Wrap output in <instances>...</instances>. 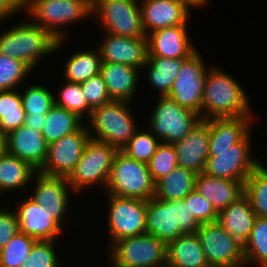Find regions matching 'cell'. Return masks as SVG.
<instances>
[{"instance_id": "cell-1", "label": "cell", "mask_w": 267, "mask_h": 267, "mask_svg": "<svg viewBox=\"0 0 267 267\" xmlns=\"http://www.w3.org/2000/svg\"><path fill=\"white\" fill-rule=\"evenodd\" d=\"M254 116L210 118L209 157L204 173L245 182L261 163L251 154V123Z\"/></svg>"}, {"instance_id": "cell-2", "label": "cell", "mask_w": 267, "mask_h": 267, "mask_svg": "<svg viewBox=\"0 0 267 267\" xmlns=\"http://www.w3.org/2000/svg\"><path fill=\"white\" fill-rule=\"evenodd\" d=\"M248 99L236 79L222 68L212 67L204 83L201 119L253 116Z\"/></svg>"}, {"instance_id": "cell-3", "label": "cell", "mask_w": 267, "mask_h": 267, "mask_svg": "<svg viewBox=\"0 0 267 267\" xmlns=\"http://www.w3.org/2000/svg\"><path fill=\"white\" fill-rule=\"evenodd\" d=\"M14 24L0 35V53L23 61L32 70L42 57L57 52L65 41L31 21Z\"/></svg>"}, {"instance_id": "cell-4", "label": "cell", "mask_w": 267, "mask_h": 267, "mask_svg": "<svg viewBox=\"0 0 267 267\" xmlns=\"http://www.w3.org/2000/svg\"><path fill=\"white\" fill-rule=\"evenodd\" d=\"M129 103L112 100L93 108L87 124L91 139L121 150L139 129Z\"/></svg>"}, {"instance_id": "cell-5", "label": "cell", "mask_w": 267, "mask_h": 267, "mask_svg": "<svg viewBox=\"0 0 267 267\" xmlns=\"http://www.w3.org/2000/svg\"><path fill=\"white\" fill-rule=\"evenodd\" d=\"M199 226L184 200L162 201L153 197L147 201V233L166 245L183 234L196 233Z\"/></svg>"}, {"instance_id": "cell-6", "label": "cell", "mask_w": 267, "mask_h": 267, "mask_svg": "<svg viewBox=\"0 0 267 267\" xmlns=\"http://www.w3.org/2000/svg\"><path fill=\"white\" fill-rule=\"evenodd\" d=\"M22 10L32 16L29 19L32 23L48 30L58 40L68 38V30L64 29L66 25L92 16V8L77 0H28Z\"/></svg>"}, {"instance_id": "cell-7", "label": "cell", "mask_w": 267, "mask_h": 267, "mask_svg": "<svg viewBox=\"0 0 267 267\" xmlns=\"http://www.w3.org/2000/svg\"><path fill=\"white\" fill-rule=\"evenodd\" d=\"M105 190L107 194L148 201L155 196V182L146 163L118 150Z\"/></svg>"}, {"instance_id": "cell-8", "label": "cell", "mask_w": 267, "mask_h": 267, "mask_svg": "<svg viewBox=\"0 0 267 267\" xmlns=\"http://www.w3.org/2000/svg\"><path fill=\"white\" fill-rule=\"evenodd\" d=\"M117 152L114 146L90 139L74 171L67 178L73 193L79 194L83 189L97 184L105 189Z\"/></svg>"}, {"instance_id": "cell-9", "label": "cell", "mask_w": 267, "mask_h": 267, "mask_svg": "<svg viewBox=\"0 0 267 267\" xmlns=\"http://www.w3.org/2000/svg\"><path fill=\"white\" fill-rule=\"evenodd\" d=\"M113 267H162L167 265V245L145 233L108 244Z\"/></svg>"}, {"instance_id": "cell-10", "label": "cell", "mask_w": 267, "mask_h": 267, "mask_svg": "<svg viewBox=\"0 0 267 267\" xmlns=\"http://www.w3.org/2000/svg\"><path fill=\"white\" fill-rule=\"evenodd\" d=\"M138 0H94L92 16L105 33L116 36L147 37L142 24Z\"/></svg>"}, {"instance_id": "cell-11", "label": "cell", "mask_w": 267, "mask_h": 267, "mask_svg": "<svg viewBox=\"0 0 267 267\" xmlns=\"http://www.w3.org/2000/svg\"><path fill=\"white\" fill-rule=\"evenodd\" d=\"M158 97L149 119L150 130L162 143H177L201 120L200 116L167 95Z\"/></svg>"}, {"instance_id": "cell-12", "label": "cell", "mask_w": 267, "mask_h": 267, "mask_svg": "<svg viewBox=\"0 0 267 267\" xmlns=\"http://www.w3.org/2000/svg\"><path fill=\"white\" fill-rule=\"evenodd\" d=\"M108 235L110 244L126 238L147 233V201L107 194Z\"/></svg>"}, {"instance_id": "cell-13", "label": "cell", "mask_w": 267, "mask_h": 267, "mask_svg": "<svg viewBox=\"0 0 267 267\" xmlns=\"http://www.w3.org/2000/svg\"><path fill=\"white\" fill-rule=\"evenodd\" d=\"M196 234L210 267L245 266L243 245L217 221L200 224Z\"/></svg>"}, {"instance_id": "cell-14", "label": "cell", "mask_w": 267, "mask_h": 267, "mask_svg": "<svg viewBox=\"0 0 267 267\" xmlns=\"http://www.w3.org/2000/svg\"><path fill=\"white\" fill-rule=\"evenodd\" d=\"M90 139L88 127L83 124L77 131L49 144L45 162L38 172L49 176L68 178L74 171Z\"/></svg>"}, {"instance_id": "cell-15", "label": "cell", "mask_w": 267, "mask_h": 267, "mask_svg": "<svg viewBox=\"0 0 267 267\" xmlns=\"http://www.w3.org/2000/svg\"><path fill=\"white\" fill-rule=\"evenodd\" d=\"M198 52L182 62L178 75L170 90L169 96L179 105L189 108L199 114L201 119V104L203 100L204 83L208 68Z\"/></svg>"}, {"instance_id": "cell-16", "label": "cell", "mask_w": 267, "mask_h": 267, "mask_svg": "<svg viewBox=\"0 0 267 267\" xmlns=\"http://www.w3.org/2000/svg\"><path fill=\"white\" fill-rule=\"evenodd\" d=\"M33 180L35 186L30 198L51 213L52 219L62 228L69 211V193H73L67 178L36 172Z\"/></svg>"}, {"instance_id": "cell-17", "label": "cell", "mask_w": 267, "mask_h": 267, "mask_svg": "<svg viewBox=\"0 0 267 267\" xmlns=\"http://www.w3.org/2000/svg\"><path fill=\"white\" fill-rule=\"evenodd\" d=\"M98 49L102 62L121 63L138 69L148 62L147 37L131 38L106 33Z\"/></svg>"}, {"instance_id": "cell-18", "label": "cell", "mask_w": 267, "mask_h": 267, "mask_svg": "<svg viewBox=\"0 0 267 267\" xmlns=\"http://www.w3.org/2000/svg\"><path fill=\"white\" fill-rule=\"evenodd\" d=\"M209 140V125L201 119L181 141L173 144L178 166L203 173L209 157Z\"/></svg>"}, {"instance_id": "cell-19", "label": "cell", "mask_w": 267, "mask_h": 267, "mask_svg": "<svg viewBox=\"0 0 267 267\" xmlns=\"http://www.w3.org/2000/svg\"><path fill=\"white\" fill-rule=\"evenodd\" d=\"M139 0L146 36L153 31L188 24L190 8L176 0Z\"/></svg>"}, {"instance_id": "cell-20", "label": "cell", "mask_w": 267, "mask_h": 267, "mask_svg": "<svg viewBox=\"0 0 267 267\" xmlns=\"http://www.w3.org/2000/svg\"><path fill=\"white\" fill-rule=\"evenodd\" d=\"M14 210L18 217L19 231L37 241H56L63 230L52 219V214L31 198L26 197Z\"/></svg>"}, {"instance_id": "cell-21", "label": "cell", "mask_w": 267, "mask_h": 267, "mask_svg": "<svg viewBox=\"0 0 267 267\" xmlns=\"http://www.w3.org/2000/svg\"><path fill=\"white\" fill-rule=\"evenodd\" d=\"M187 25L171 26L147 35L149 56L188 58L197 51L189 39Z\"/></svg>"}, {"instance_id": "cell-22", "label": "cell", "mask_w": 267, "mask_h": 267, "mask_svg": "<svg viewBox=\"0 0 267 267\" xmlns=\"http://www.w3.org/2000/svg\"><path fill=\"white\" fill-rule=\"evenodd\" d=\"M6 147L7 153L39 170L45 162L48 144L41 132L22 125L6 135Z\"/></svg>"}, {"instance_id": "cell-23", "label": "cell", "mask_w": 267, "mask_h": 267, "mask_svg": "<svg viewBox=\"0 0 267 267\" xmlns=\"http://www.w3.org/2000/svg\"><path fill=\"white\" fill-rule=\"evenodd\" d=\"M195 191L206 198L219 212L244 194V182L197 174Z\"/></svg>"}, {"instance_id": "cell-24", "label": "cell", "mask_w": 267, "mask_h": 267, "mask_svg": "<svg viewBox=\"0 0 267 267\" xmlns=\"http://www.w3.org/2000/svg\"><path fill=\"white\" fill-rule=\"evenodd\" d=\"M257 215L243 194L227 208L218 212L217 222L242 245L248 240Z\"/></svg>"}, {"instance_id": "cell-25", "label": "cell", "mask_w": 267, "mask_h": 267, "mask_svg": "<svg viewBox=\"0 0 267 267\" xmlns=\"http://www.w3.org/2000/svg\"><path fill=\"white\" fill-rule=\"evenodd\" d=\"M140 69L121 63L102 62V75L112 100L132 102L138 86Z\"/></svg>"}, {"instance_id": "cell-26", "label": "cell", "mask_w": 267, "mask_h": 267, "mask_svg": "<svg viewBox=\"0 0 267 267\" xmlns=\"http://www.w3.org/2000/svg\"><path fill=\"white\" fill-rule=\"evenodd\" d=\"M170 267H210L196 233L183 234L167 244Z\"/></svg>"}, {"instance_id": "cell-27", "label": "cell", "mask_w": 267, "mask_h": 267, "mask_svg": "<svg viewBox=\"0 0 267 267\" xmlns=\"http://www.w3.org/2000/svg\"><path fill=\"white\" fill-rule=\"evenodd\" d=\"M187 58H169L148 56V62L142 68L148 75L151 87L158 90L159 96H166L172 89L182 62ZM149 70V71H148Z\"/></svg>"}, {"instance_id": "cell-28", "label": "cell", "mask_w": 267, "mask_h": 267, "mask_svg": "<svg viewBox=\"0 0 267 267\" xmlns=\"http://www.w3.org/2000/svg\"><path fill=\"white\" fill-rule=\"evenodd\" d=\"M197 174L177 166L155 183V198L159 200H184L195 190Z\"/></svg>"}, {"instance_id": "cell-29", "label": "cell", "mask_w": 267, "mask_h": 267, "mask_svg": "<svg viewBox=\"0 0 267 267\" xmlns=\"http://www.w3.org/2000/svg\"><path fill=\"white\" fill-rule=\"evenodd\" d=\"M35 172L38 170L31 164L6 152L0 157V195L4 191L24 189L33 181Z\"/></svg>"}, {"instance_id": "cell-30", "label": "cell", "mask_w": 267, "mask_h": 267, "mask_svg": "<svg viewBox=\"0 0 267 267\" xmlns=\"http://www.w3.org/2000/svg\"><path fill=\"white\" fill-rule=\"evenodd\" d=\"M63 73L65 80L72 83H83L100 73L101 56L99 49L81 50L70 56L65 62Z\"/></svg>"}, {"instance_id": "cell-31", "label": "cell", "mask_w": 267, "mask_h": 267, "mask_svg": "<svg viewBox=\"0 0 267 267\" xmlns=\"http://www.w3.org/2000/svg\"><path fill=\"white\" fill-rule=\"evenodd\" d=\"M82 120L76 113L54 104L46 113L41 133L49 145L61 137L77 131L83 125Z\"/></svg>"}, {"instance_id": "cell-32", "label": "cell", "mask_w": 267, "mask_h": 267, "mask_svg": "<svg viewBox=\"0 0 267 267\" xmlns=\"http://www.w3.org/2000/svg\"><path fill=\"white\" fill-rule=\"evenodd\" d=\"M18 92L15 89L0 90V131L5 135L24 125L26 113Z\"/></svg>"}, {"instance_id": "cell-33", "label": "cell", "mask_w": 267, "mask_h": 267, "mask_svg": "<svg viewBox=\"0 0 267 267\" xmlns=\"http://www.w3.org/2000/svg\"><path fill=\"white\" fill-rule=\"evenodd\" d=\"M245 265L267 267V218L257 217L251 234L243 245Z\"/></svg>"}, {"instance_id": "cell-34", "label": "cell", "mask_w": 267, "mask_h": 267, "mask_svg": "<svg viewBox=\"0 0 267 267\" xmlns=\"http://www.w3.org/2000/svg\"><path fill=\"white\" fill-rule=\"evenodd\" d=\"M244 195L257 217L267 218V168L259 164L244 182Z\"/></svg>"}, {"instance_id": "cell-35", "label": "cell", "mask_w": 267, "mask_h": 267, "mask_svg": "<svg viewBox=\"0 0 267 267\" xmlns=\"http://www.w3.org/2000/svg\"><path fill=\"white\" fill-rule=\"evenodd\" d=\"M36 241L33 237L18 232L0 250V267H20L29 256Z\"/></svg>"}, {"instance_id": "cell-36", "label": "cell", "mask_w": 267, "mask_h": 267, "mask_svg": "<svg viewBox=\"0 0 267 267\" xmlns=\"http://www.w3.org/2000/svg\"><path fill=\"white\" fill-rule=\"evenodd\" d=\"M65 82L60 88L57 98H54L55 105L76 113L82 119L86 116L88 120L92 108L88 105L83 95L81 83Z\"/></svg>"}, {"instance_id": "cell-37", "label": "cell", "mask_w": 267, "mask_h": 267, "mask_svg": "<svg viewBox=\"0 0 267 267\" xmlns=\"http://www.w3.org/2000/svg\"><path fill=\"white\" fill-rule=\"evenodd\" d=\"M159 141L149 129L138 130L121 151L129 158L147 164L161 143Z\"/></svg>"}, {"instance_id": "cell-38", "label": "cell", "mask_w": 267, "mask_h": 267, "mask_svg": "<svg viewBox=\"0 0 267 267\" xmlns=\"http://www.w3.org/2000/svg\"><path fill=\"white\" fill-rule=\"evenodd\" d=\"M31 71L23 61L0 53V90L17 89Z\"/></svg>"}, {"instance_id": "cell-39", "label": "cell", "mask_w": 267, "mask_h": 267, "mask_svg": "<svg viewBox=\"0 0 267 267\" xmlns=\"http://www.w3.org/2000/svg\"><path fill=\"white\" fill-rule=\"evenodd\" d=\"M23 108L26 115L47 113L55 104V96L45 86L31 85L21 93Z\"/></svg>"}, {"instance_id": "cell-40", "label": "cell", "mask_w": 267, "mask_h": 267, "mask_svg": "<svg viewBox=\"0 0 267 267\" xmlns=\"http://www.w3.org/2000/svg\"><path fill=\"white\" fill-rule=\"evenodd\" d=\"M147 165L155 183L165 175H168L178 166L174 145L161 142Z\"/></svg>"}, {"instance_id": "cell-41", "label": "cell", "mask_w": 267, "mask_h": 267, "mask_svg": "<svg viewBox=\"0 0 267 267\" xmlns=\"http://www.w3.org/2000/svg\"><path fill=\"white\" fill-rule=\"evenodd\" d=\"M55 240L36 241L29 256L20 267H60L61 261L55 251Z\"/></svg>"}, {"instance_id": "cell-42", "label": "cell", "mask_w": 267, "mask_h": 267, "mask_svg": "<svg viewBox=\"0 0 267 267\" xmlns=\"http://www.w3.org/2000/svg\"><path fill=\"white\" fill-rule=\"evenodd\" d=\"M81 86L83 95L92 109L112 101L106 83L100 73L81 83Z\"/></svg>"}, {"instance_id": "cell-43", "label": "cell", "mask_w": 267, "mask_h": 267, "mask_svg": "<svg viewBox=\"0 0 267 267\" xmlns=\"http://www.w3.org/2000/svg\"><path fill=\"white\" fill-rule=\"evenodd\" d=\"M184 201L185 203H189L190 212L199 224L217 221L218 212L206 198L198 194L195 190Z\"/></svg>"}, {"instance_id": "cell-44", "label": "cell", "mask_w": 267, "mask_h": 267, "mask_svg": "<svg viewBox=\"0 0 267 267\" xmlns=\"http://www.w3.org/2000/svg\"><path fill=\"white\" fill-rule=\"evenodd\" d=\"M19 222L15 210L0 207V250L18 233Z\"/></svg>"}, {"instance_id": "cell-45", "label": "cell", "mask_w": 267, "mask_h": 267, "mask_svg": "<svg viewBox=\"0 0 267 267\" xmlns=\"http://www.w3.org/2000/svg\"><path fill=\"white\" fill-rule=\"evenodd\" d=\"M22 10V5L17 0H0V22L9 19Z\"/></svg>"}, {"instance_id": "cell-46", "label": "cell", "mask_w": 267, "mask_h": 267, "mask_svg": "<svg viewBox=\"0 0 267 267\" xmlns=\"http://www.w3.org/2000/svg\"><path fill=\"white\" fill-rule=\"evenodd\" d=\"M46 113L41 115H25L24 125L35 131L42 132L45 123Z\"/></svg>"}, {"instance_id": "cell-47", "label": "cell", "mask_w": 267, "mask_h": 267, "mask_svg": "<svg viewBox=\"0 0 267 267\" xmlns=\"http://www.w3.org/2000/svg\"><path fill=\"white\" fill-rule=\"evenodd\" d=\"M179 2H182L183 4H185L187 7H189L190 9L192 7L194 8H198L202 6H206V4H208V0H176Z\"/></svg>"}, {"instance_id": "cell-48", "label": "cell", "mask_w": 267, "mask_h": 267, "mask_svg": "<svg viewBox=\"0 0 267 267\" xmlns=\"http://www.w3.org/2000/svg\"><path fill=\"white\" fill-rule=\"evenodd\" d=\"M7 152L6 135L0 131V157Z\"/></svg>"}, {"instance_id": "cell-49", "label": "cell", "mask_w": 267, "mask_h": 267, "mask_svg": "<svg viewBox=\"0 0 267 267\" xmlns=\"http://www.w3.org/2000/svg\"><path fill=\"white\" fill-rule=\"evenodd\" d=\"M77 1L86 2L91 8H93L94 6V0H77Z\"/></svg>"}, {"instance_id": "cell-50", "label": "cell", "mask_w": 267, "mask_h": 267, "mask_svg": "<svg viewBox=\"0 0 267 267\" xmlns=\"http://www.w3.org/2000/svg\"><path fill=\"white\" fill-rule=\"evenodd\" d=\"M22 6L28 1V0H17Z\"/></svg>"}]
</instances>
